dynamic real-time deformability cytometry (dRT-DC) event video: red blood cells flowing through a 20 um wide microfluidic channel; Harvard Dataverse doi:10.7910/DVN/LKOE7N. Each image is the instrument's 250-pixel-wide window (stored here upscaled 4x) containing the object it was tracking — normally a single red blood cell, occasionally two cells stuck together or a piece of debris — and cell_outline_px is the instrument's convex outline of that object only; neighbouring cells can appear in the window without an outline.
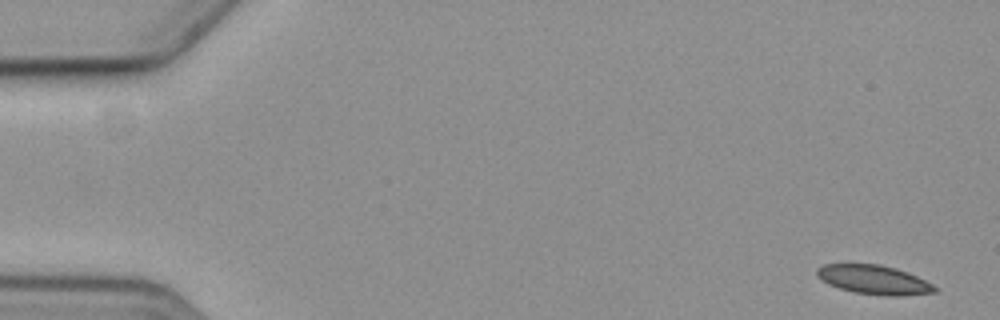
{"species": "common noctule bat (a hibernating species)", "species_latin": "Nyctalus noctula", "temperature_condition": "cold", "stored_images_in_passage": 7, "camera_frame_rate_fps": 3000, "um_per_image_px": 0.085, "animal": {"sex": "female", "body_mass_g": 19.3, "forearm_length_mm": 54.1}, "frame": {"image": 1, "passage_image": 1, "time_ms": 0.0, "image_size_px": [1000, 320], "cell_outline_px": [[940, 292], [904, 296], [884, 296], [856, 292], [840, 288], [828, 284], [820, 280], [816, 276], [816, 268], [824, 264], [848, 260], [880, 264], [896, 268], [908, 272], [940, 288]], "centroid_in_image_um": [74.24, 23.73], "position_along_channel_um": 10.8, "area_um2": 21.1}}
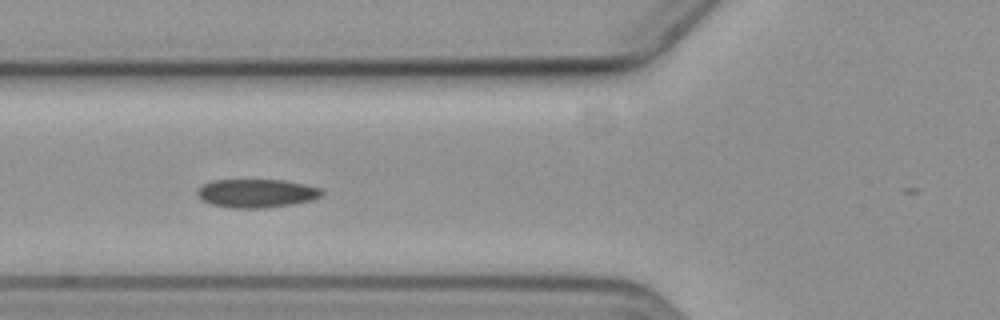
{"frame": {"image": 2, "passage_image": 6, "time_ms": 6.667, "image_size_px": [1000, 320], "cell_outline_px": [[324, 192], [320, 196], [312, 200], [292, 204], [264, 208], [232, 208], [212, 204], [196, 196], [196, 188], [212, 180], [284, 180], [304, 184], [320, 188]], "centroid_in_image_um": [21.78, 16.42], "position_along_channel_um": 104.0, "area_um2": 20.69}}
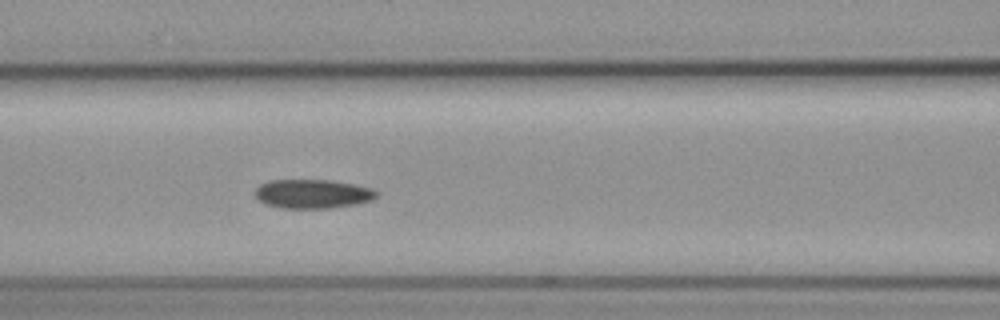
{"frame": {"image": 3, "passage_image": 7, "time_ms": 7.667, "image_size_px": [1000, 320], "cell_outline_px": [[380, 192], [372, 200], [356, 204], [332, 208], [284, 208], [264, 204], [256, 196], [256, 188], [260, 184], [272, 180], [332, 180], [372, 188]], "centroid_in_image_um": [26.6, 16.48], "position_along_channel_um": 140.0, "area_um2": 20.52}}